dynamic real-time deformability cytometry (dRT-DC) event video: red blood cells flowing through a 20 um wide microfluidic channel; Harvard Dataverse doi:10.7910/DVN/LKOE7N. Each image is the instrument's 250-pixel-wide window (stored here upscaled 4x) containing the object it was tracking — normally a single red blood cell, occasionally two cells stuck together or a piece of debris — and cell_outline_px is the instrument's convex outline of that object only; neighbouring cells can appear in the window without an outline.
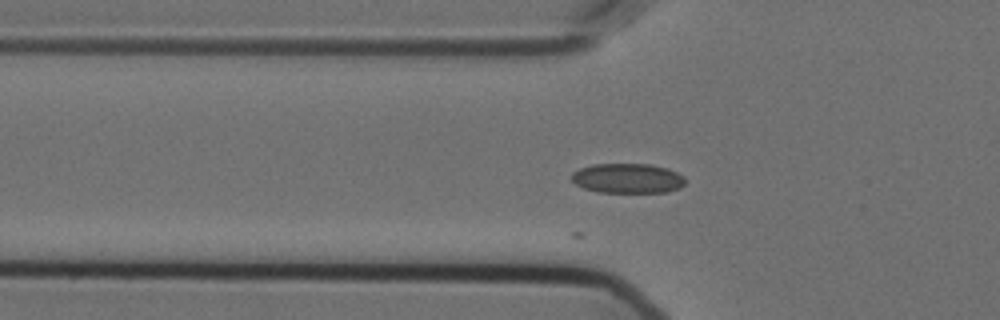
{"species": "Egyptian fruit bat (a non-hibernating species)", "species_latin": "Rousettus aegyptiacus", "temperature_condition": "cold", "stored_images_in_passage": 9, "camera_frame_rate_fps": 3000, "um_per_image_px": 0.085, "animal": {"sex": "female"}, "frame": {"image": 1, "passage_image": 2, "time_ms": 0.333, "image_size_px": [1000, 320], "cell_outline_px": [[684, 184], [680, 188], [668, 192], [596, 192], [584, 188], [576, 184], [572, 180], [572, 172], [580, 168], [592, 164], [652, 164], [668, 168], [684, 176]], "centroid_in_image_um": [53.35, 15.15], "position_along_channel_um": 72.4, "area_um2": 19.83}}
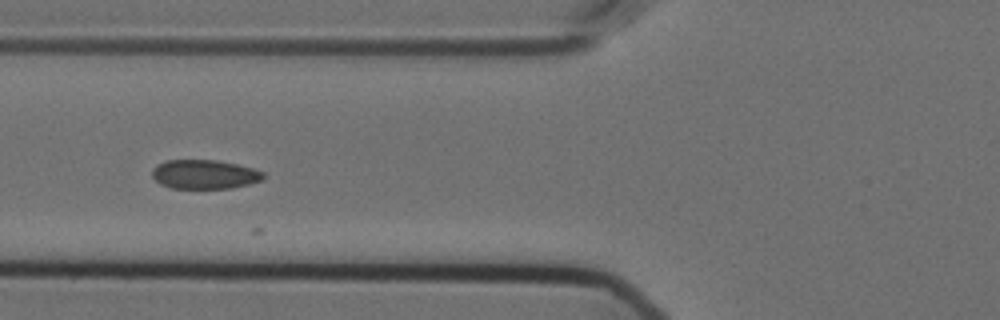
{"frame": {"image": 2, "passage_image": 5, "time_ms": 1.333, "image_size_px": [1000, 320], "cell_outline_px": [[264, 180], [232, 188], [172, 188], [160, 184], [152, 176], [152, 168], [156, 164], [168, 160], [216, 160], [236, 164], [252, 168], [264, 172]], "centroid_in_image_um": [17.38, 14.82], "position_along_channel_um": 108.4, "area_um2": 18.9}}
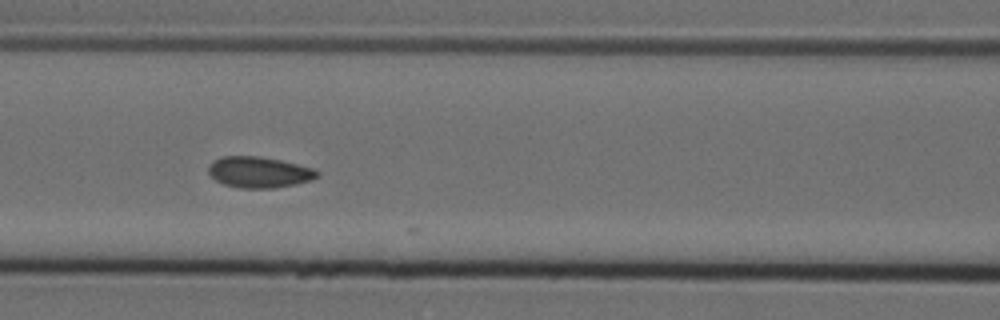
{"frame": {"image": 3, "passage_image": 8, "time_ms": 2.333, "image_size_px": [1000, 320], "cell_outline_px": [[320, 176], [312, 180], [296, 184], [276, 188], [240, 188], [224, 184], [216, 180], [208, 172], [208, 164], [212, 160], [220, 156], [260, 156], [280, 160], [312, 168], [320, 172]], "centroid_in_image_um": [22.01, 14.63], "position_along_channel_um": 144.6, "area_um2": 19.83}}